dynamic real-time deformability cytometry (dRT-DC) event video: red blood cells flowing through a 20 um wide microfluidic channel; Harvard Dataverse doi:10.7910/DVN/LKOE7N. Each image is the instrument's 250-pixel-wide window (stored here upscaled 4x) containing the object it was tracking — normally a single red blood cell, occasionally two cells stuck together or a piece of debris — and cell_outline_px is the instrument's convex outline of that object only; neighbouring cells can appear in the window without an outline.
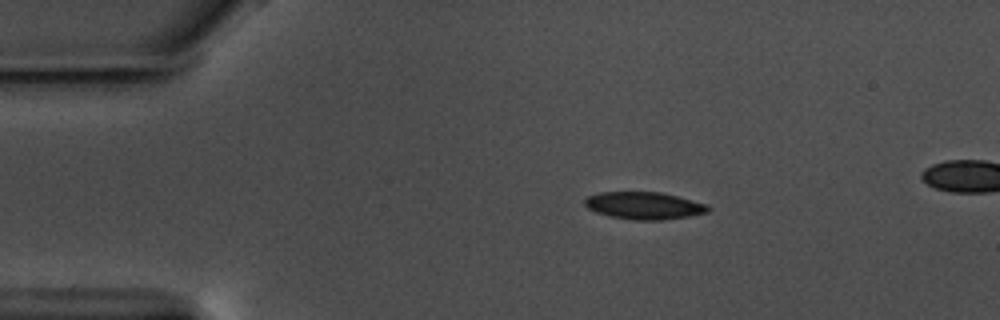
{"species": "common noctule bat (a hibernating species)", "species_latin": "Nyctalus noctula", "temperature_condition": "warm", "stored_images_in_passage": 46, "camera_frame_rate_fps": 3000, "um_per_image_px": 0.085, "animal": {"sex": "male", "body_mass_g": 17.5, "forearm_length_mm": 52.3}, "frame": {"image": 1, "passage_image": 1, "time_ms": 0.0, "image_size_px": [1000, 320], "cell_outline_px": [[712, 208], [708, 212], [688, 216], [660, 220], [632, 220], [612, 216], [596, 212], [588, 208], [584, 204], [584, 200], [588, 196], [600, 192], [660, 192], [708, 204]], "centroid_in_image_um": [54.76, 17.47], "position_along_channel_um": 30.2, "area_um2": 19.54}}
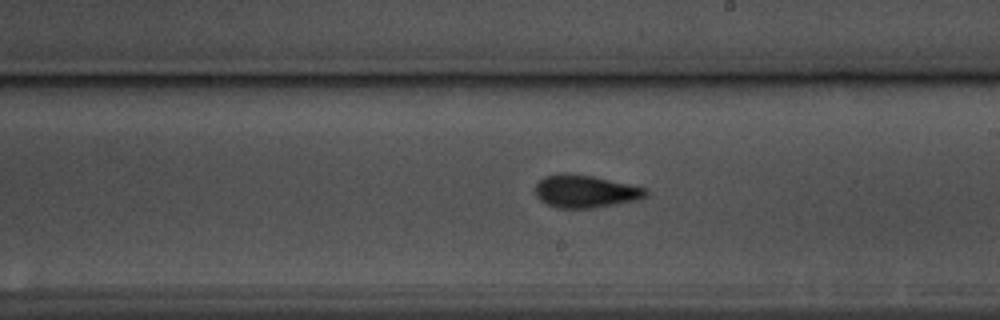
{"frame": {"image": 2, "passage_image": 23, "time_ms": 7.333, "image_size_px": [1000, 320], "cell_outline_px": [[648, 196], [636, 200], [616, 204], [592, 208], [556, 208], [540, 200], [536, 196], [536, 184], [544, 176], [556, 172], [568, 172], [592, 176], [648, 188]], "centroid_in_image_um": [49.75, 16.25], "position_along_channel_um": 239.3, "area_um2": 21.27}}
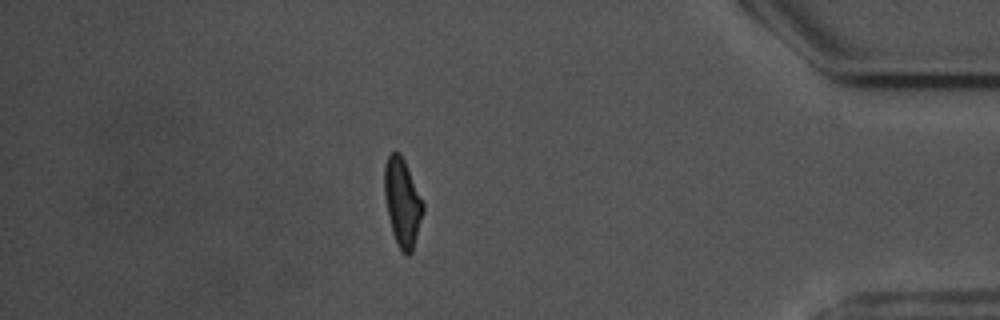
{"frame": {"image": 3, "passage_image": 40, "time_ms": 13.0, "image_size_px": [1000, 320], "cell_outline_px": [[424, 212], [412, 252], [408, 256], [404, 256], [396, 244], [392, 232], [388, 216], [384, 192], [384, 164], [388, 156], [392, 152], [400, 152], [404, 160], [424, 204]], "centroid_in_image_um": [34.19, 17.25], "position_along_channel_um": 401.0, "area_um2": 19.88}}